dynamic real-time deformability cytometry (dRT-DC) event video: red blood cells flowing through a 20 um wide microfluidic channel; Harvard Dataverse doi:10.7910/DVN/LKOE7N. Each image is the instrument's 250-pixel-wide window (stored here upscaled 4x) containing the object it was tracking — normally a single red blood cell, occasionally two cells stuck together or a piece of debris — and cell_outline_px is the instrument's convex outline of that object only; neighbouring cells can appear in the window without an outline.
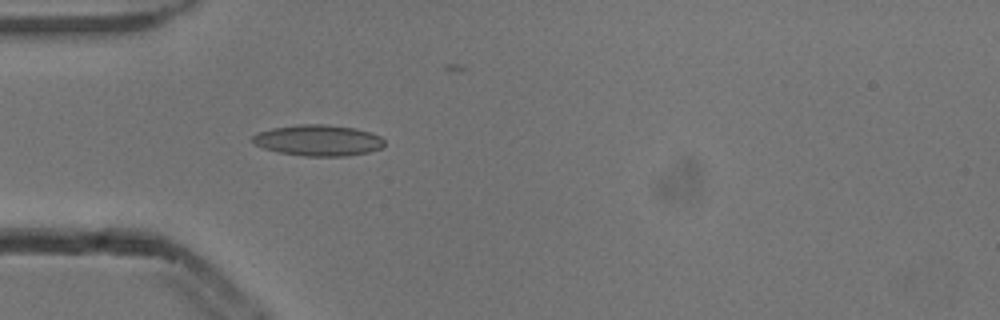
{"species": "common noctule bat (a hibernating species)", "species_latin": "Nyctalus noctula", "temperature_condition": "cold", "stored_images_in_passage": 4, "camera_frame_rate_fps": 3000, "um_per_image_px": 0.085, "animal": {"sex": "male", "body_mass_g": 13.3}, "frame": {"image": 1, "passage_image": 4, "time_ms": 1.0, "image_size_px": [1000, 320], "cell_outline_px": [[384, 144], [380, 148], [368, 152], [348, 156], [304, 156], [280, 152], [264, 148], [252, 144], [252, 136], [256, 132], [272, 128], [296, 124], [324, 124], [356, 128], [372, 132], [380, 136], [384, 140]], "centroid_in_image_um": [27.03, 11.92], "position_along_channel_um": 58.0, "area_um2": 24.04}}